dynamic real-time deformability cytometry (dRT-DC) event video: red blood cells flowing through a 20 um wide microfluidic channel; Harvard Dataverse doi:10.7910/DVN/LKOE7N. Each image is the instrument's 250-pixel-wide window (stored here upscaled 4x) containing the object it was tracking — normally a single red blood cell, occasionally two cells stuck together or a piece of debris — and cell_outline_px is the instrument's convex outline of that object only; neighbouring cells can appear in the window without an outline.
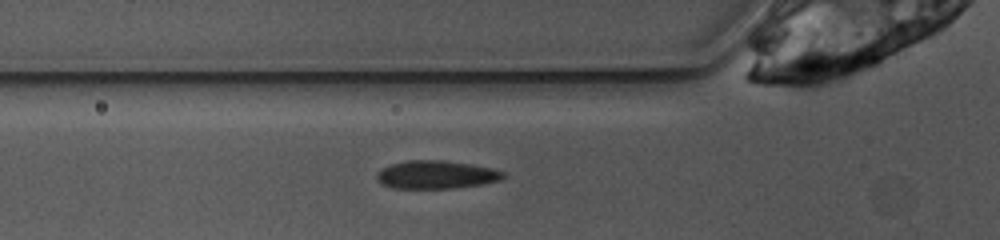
{"species": "common noctule bat (a hibernating species)", "species_latin": "Nyctalus noctula", "temperature_condition": "warm", "stored_images_in_passage": 16, "camera_frame_rate_fps": 3000, "um_per_image_px": 0.085, "animal": {"sex": "female", "body_mass_g": 10.0, "forearm_length_mm": 53.1}, "frame": {"image": 1, "passage_image": 2, "time_ms": 0.333, "image_size_px": [1000, 240], "cell_outline_px": [[504, 176], [500, 180], [480, 184], [452, 188], [392, 188], [380, 184], [376, 180], [376, 172], [380, 168], [392, 164], [408, 160], [440, 160], [468, 164], [492, 168], [504, 172]], "centroid_in_image_um": [36.99, 14.85], "position_along_channel_um": 88.8, "area_um2": 20.63}}
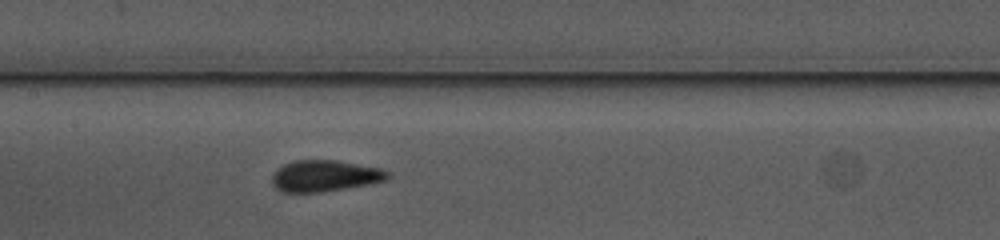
{"frame": {"image": 2, "passage_image": 9, "time_ms": 2.667, "image_size_px": [1000, 240], "cell_outline_px": [[392, 176], [388, 180], [368, 184], [324, 192], [280, 192], [272, 184], [272, 172], [276, 168], [292, 160], [336, 160], [380, 168], [388, 172]], "centroid_in_image_um": [27.58, 14.95], "position_along_channel_um": 179.8, "area_um2": 21.39}}
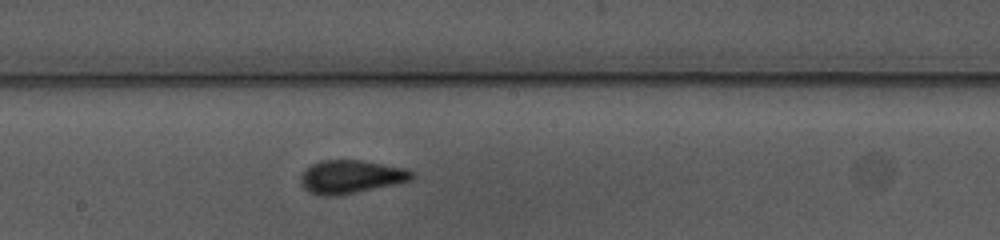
{"frame": {"image": 3, "passage_image": 12, "time_ms": 3.667, "image_size_px": [1000, 240], "cell_outline_px": [[416, 176], [412, 180], [356, 192], [336, 196], [320, 196], [308, 192], [300, 184], [300, 176], [304, 168], [320, 160], [360, 160], [408, 168]], "centroid_in_image_um": [29.79, 15.02], "position_along_channel_um": 218.4, "area_um2": 21.79}}